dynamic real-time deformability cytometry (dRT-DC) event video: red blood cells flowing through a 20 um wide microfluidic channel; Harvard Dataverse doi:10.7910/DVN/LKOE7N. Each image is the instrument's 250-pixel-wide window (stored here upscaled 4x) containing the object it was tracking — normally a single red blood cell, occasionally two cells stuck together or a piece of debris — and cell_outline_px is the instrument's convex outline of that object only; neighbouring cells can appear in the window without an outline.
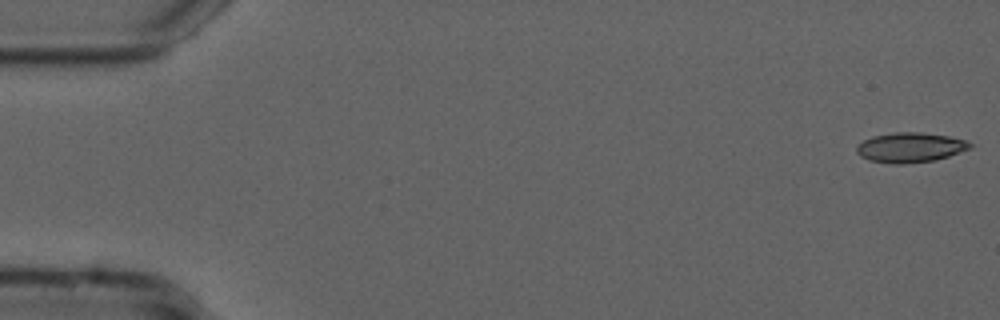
{"species": "common noctule bat (a hibernating species)", "species_latin": "Nyctalus noctula", "temperature_condition": "cold", "stored_images_in_passage": 54, "camera_frame_rate_fps": 3000, "um_per_image_px": 0.085, "animal": {"sex": "male", "forearm_length_mm": 52.5}, "frame": {"image": 1, "passage_image": 1, "time_ms": 0.0, "image_size_px": [1000, 320], "cell_outline_px": [[972, 148], [936, 160], [904, 164], [892, 164], [868, 160], [860, 156], [856, 152], [856, 148], [864, 140], [872, 136], [896, 132], [920, 132], [948, 136], [964, 140], [972, 144]], "centroid_in_image_um": [77.36, 12.54], "position_along_channel_um": 7.6, "area_um2": 19.71}}
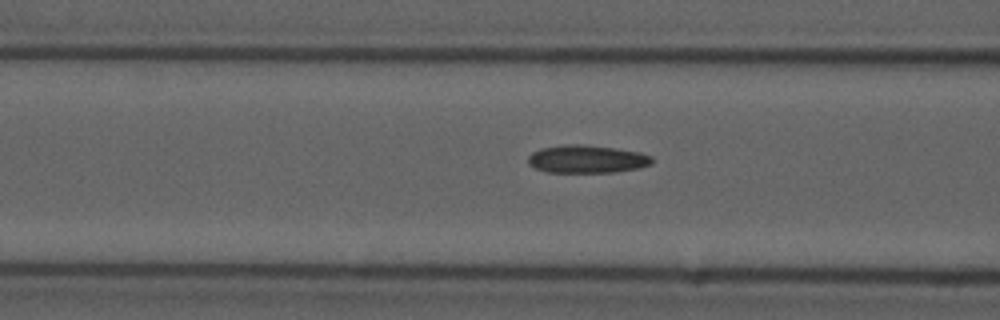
{"frame": {"image": 2, "passage_image": 21, "time_ms": 6.667, "image_size_px": [1000, 320], "cell_outline_px": [[652, 164], [640, 168], [612, 172], [548, 172], [536, 168], [528, 164], [528, 156], [532, 152], [540, 148], [564, 144], [584, 144], [640, 152], [652, 156]], "centroid_in_image_um": [49.87, 13.51], "position_along_channel_um": 116.7, "area_um2": 20.17}}
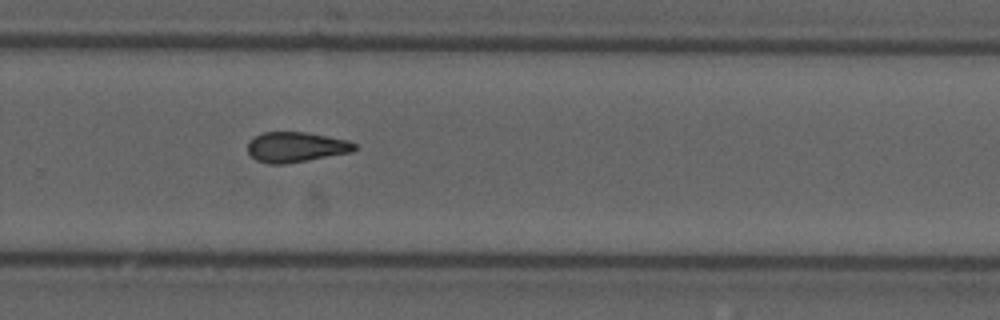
{"frame": {"image": 3, "passage_image": 36, "time_ms": 11.667, "image_size_px": [1000, 320], "cell_outline_px": [[356, 148], [352, 152], [284, 164], [268, 164], [256, 160], [248, 152], [248, 140], [264, 132], [304, 132], [348, 140], [356, 144]], "centroid_in_image_um": [25.14, 12.5], "position_along_channel_um": 304.7, "area_um2": 18.67}, "authors_computed_cell_mechanics": {"area_um2": 19.1318, "velocity_mm_per_s": 3.7723, "shape_relaxation_time_tau1_ms": null, "shape_relaxation_time_tau2_ms": 4.1427, "deformation_change_tau1": null, "deformation_change_tau2": 0.1227}}